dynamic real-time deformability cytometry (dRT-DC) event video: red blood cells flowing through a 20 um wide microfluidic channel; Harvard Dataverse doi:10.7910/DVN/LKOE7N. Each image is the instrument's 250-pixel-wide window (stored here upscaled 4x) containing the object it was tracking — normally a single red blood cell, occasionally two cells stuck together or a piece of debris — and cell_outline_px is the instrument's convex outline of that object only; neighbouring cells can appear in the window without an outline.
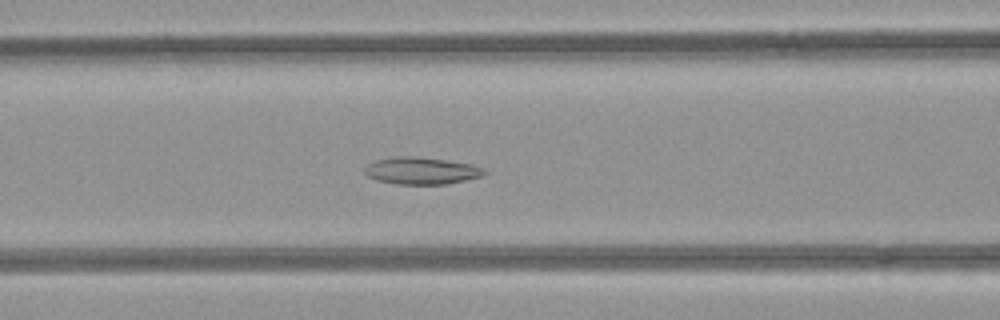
{"species": "common noctule bat (a hibernating species)", "species_latin": "Nyctalus noctula", "temperature_condition": "room temperature", "stored_images_in_passage": 41, "camera_frame_rate_fps": 3000, "um_per_image_px": 0.085, "animal": {"sex": "female", "body_mass_g": 21.9}, "frame": {"image": 1, "passage_image": 11, "time_ms": 3.333, "image_size_px": [1000, 320], "cell_outline_px": [[488, 172], [480, 176], [464, 180], [444, 184], [396, 184], [376, 180], [368, 176], [364, 172], [364, 168], [368, 164], [376, 160], [396, 156], [416, 156], [444, 160], [468, 164], [484, 168]], "centroid_in_image_um": [35.77, 14.51], "position_along_channel_um": 130.8, "area_um2": 18.67}}
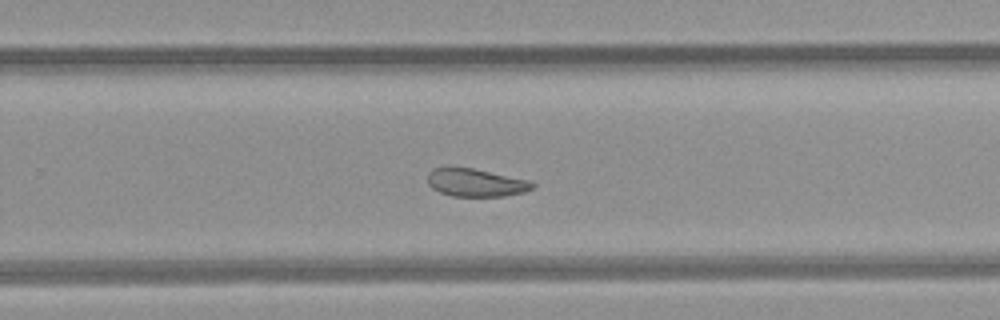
{"frame": {"image": 2, "passage_image": 23, "time_ms": 7.333, "image_size_px": [1000, 320], "cell_outline_px": [[536, 188], [524, 192], [504, 196], [452, 196], [440, 192], [432, 188], [428, 184], [428, 172], [432, 168], [472, 168], [528, 180], [536, 184]], "centroid_in_image_um": [40.46, 15.53], "position_along_channel_um": 289.3, "area_um2": 16.94}}
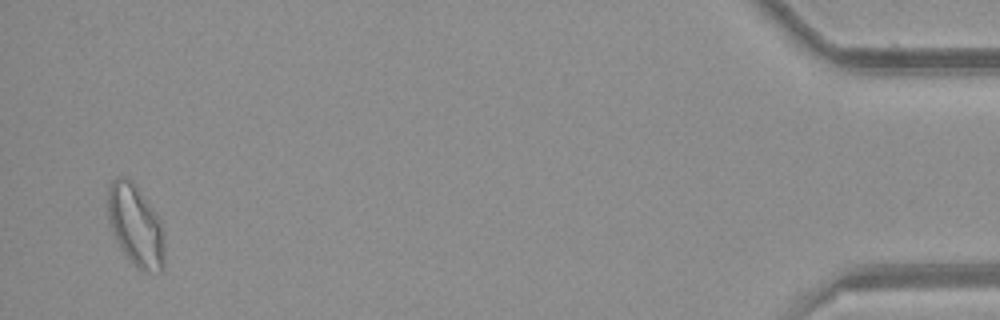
{"frame": {"image": 3, "passage_image": 40, "time_ms": 13.0, "image_size_px": [1000, 320], "cell_outline_px": [[164, 268], [160, 272], [144, 272], [136, 268], [120, 248], [112, 232], [108, 220], [108, 188], [112, 180], [120, 176], [124, 176], [132, 180], [136, 184], [160, 220], [164, 232]], "centroid_in_image_um": [11.53, 19.18], "position_along_channel_um": 423.7, "area_um2": 27.28}, "authors_computed_cell_mechanics": {"area_um2": 19.8254, "velocity_mm_per_s": 3.977, "shape_relaxation_time_tau1_ms": null, "shape_relaxation_time_tau2_ms": 5.3277, "deformation_change_tau1": null, "deformation_change_tau2": 0.1059}}